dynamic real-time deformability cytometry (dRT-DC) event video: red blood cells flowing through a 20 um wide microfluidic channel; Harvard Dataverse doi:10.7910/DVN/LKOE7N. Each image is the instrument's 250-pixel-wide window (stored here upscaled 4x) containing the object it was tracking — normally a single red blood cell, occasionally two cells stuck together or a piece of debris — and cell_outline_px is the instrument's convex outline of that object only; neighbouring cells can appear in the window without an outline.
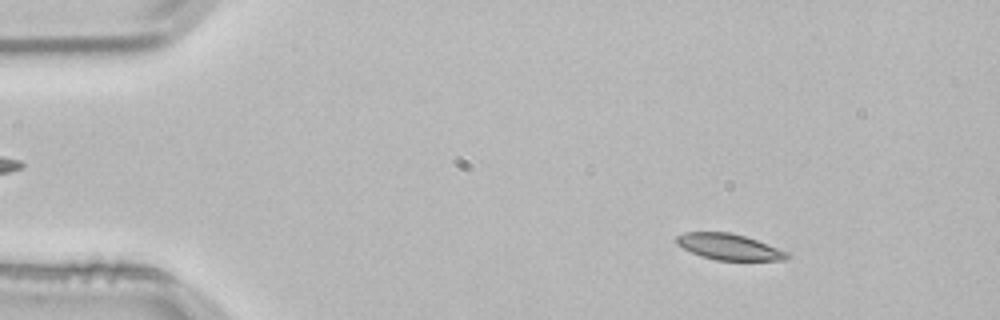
{"species": "common noctule bat (a hibernating species)", "species_latin": "Nyctalus noctula", "temperature_condition": "room temperature", "stored_images_in_passage": 53, "camera_frame_rate_fps": 3000, "um_per_image_px": 0.085, "animal": {"sex": "male", "body_mass_g": 21.5, "forearm_length_mm": 52.0}, "frame": {"image": 1, "passage_image": 7, "time_ms": 2.0, "image_size_px": [1000, 320], "cell_outline_px": [[792, 256], [784, 260], [716, 260], [700, 256], [676, 244], [676, 236], [684, 232], [728, 232], [744, 236], [792, 252]], "centroid_in_image_um": [62.02, 20.99], "position_along_channel_um": 23.0, "area_um2": 16.88}}
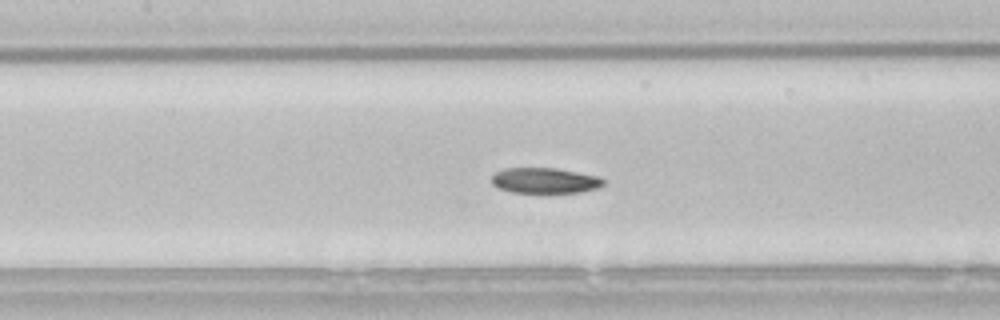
{"frame": {"image": 2, "passage_image": 24, "time_ms": 7.667, "image_size_px": [1000, 320], "cell_outline_px": [[604, 184], [600, 188], [580, 192], [512, 192], [496, 188], [492, 184], [492, 176], [496, 172], [504, 168], [556, 168], [600, 176], [604, 180]], "centroid_in_image_um": [46.32, 15.34], "position_along_channel_um": 161.1, "area_um2": 16.7}}
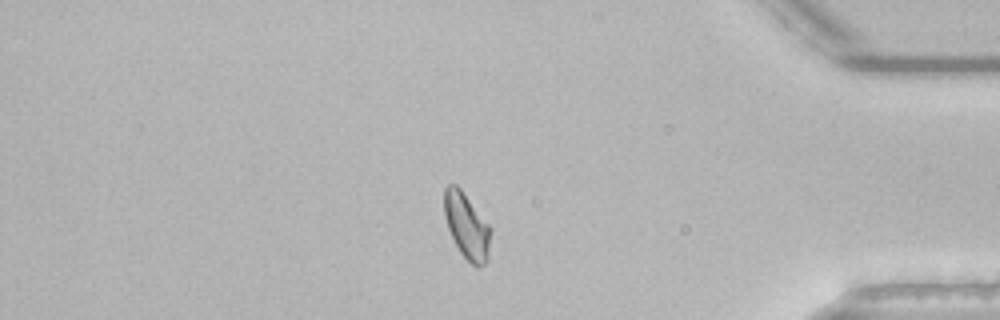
{"frame": {"image": 3, "passage_image": 45, "time_ms": 14.667, "image_size_px": [1000, 320], "cell_outline_px": [[492, 228], [488, 260], [480, 268], [476, 268], [460, 252], [448, 228], [444, 216], [444, 188], [448, 184], [456, 184], [460, 188]], "centroid_in_image_um": [39.69, 19.22], "position_along_channel_um": 395.5, "area_um2": 17.86}, "authors_computed_cell_mechanics": {"area_um2": 17.5134, "velocity_mm_per_s": 3.8125, "shape_relaxation_time_tau1_ms": 6.841, "shape_relaxation_time_tau2_ms": 4.6478, "deformation_change_tau1": 0.1536, "deformation_change_tau2": 0.0885}}